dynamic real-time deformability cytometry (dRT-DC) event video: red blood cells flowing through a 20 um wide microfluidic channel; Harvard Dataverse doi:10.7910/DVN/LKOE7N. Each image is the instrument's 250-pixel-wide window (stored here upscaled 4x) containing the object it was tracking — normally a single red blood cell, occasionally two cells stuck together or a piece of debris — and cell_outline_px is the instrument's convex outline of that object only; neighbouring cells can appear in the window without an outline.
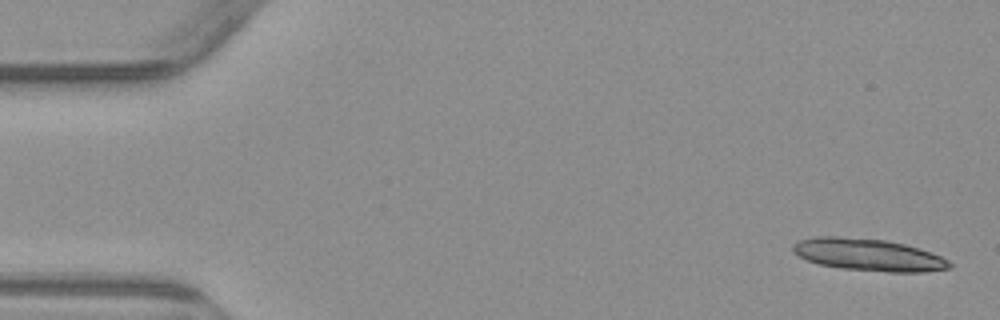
{"species": "common noctule bat (a hibernating species)", "species_latin": "Nyctalus noctula", "temperature_condition": "warm", "stored_images_in_passage": 5, "camera_frame_rate_fps": 3000, "um_per_image_px": 0.085, "animal": {"sex": "male", "body_mass_g": 23.1, "forearm_length_mm": 52.7}, "frame": {"image": 1, "passage_image": 1, "time_ms": 0.0, "image_size_px": [1000, 320], "cell_outline_px": [[952, 268], [924, 272], [888, 272], [840, 268], [820, 264], [808, 260], [792, 252], [792, 244], [800, 240], [816, 236], [836, 236], [888, 240], [920, 248], [932, 252], [948, 260], [952, 264]], "centroid_in_image_um": [73.83, 21.65], "position_along_channel_um": 11.2, "area_um2": 29.48}}